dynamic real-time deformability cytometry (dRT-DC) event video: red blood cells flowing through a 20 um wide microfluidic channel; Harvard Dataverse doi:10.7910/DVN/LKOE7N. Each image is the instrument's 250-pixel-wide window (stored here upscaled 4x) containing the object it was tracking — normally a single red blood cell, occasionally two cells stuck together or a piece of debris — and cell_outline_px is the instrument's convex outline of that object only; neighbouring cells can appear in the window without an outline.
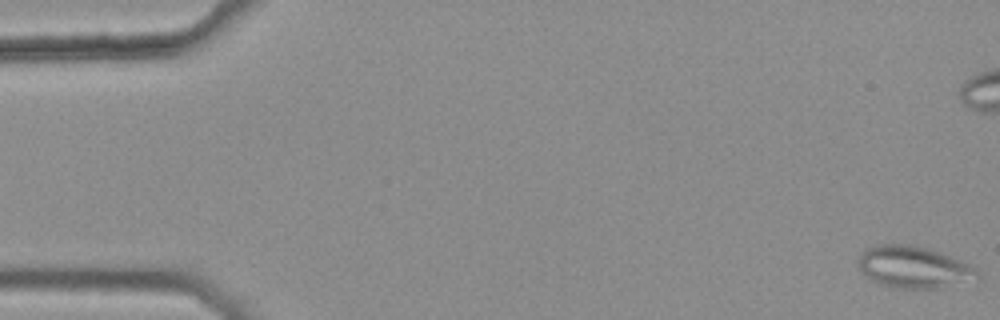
{"species": "common noctule bat (a hibernating species)", "species_latin": "Nyctalus noctula", "temperature_condition": "warm", "stored_images_in_passage": 46, "segment_of_instrument_passage": [1, 2], "camera_frame_rate_fps": 3000, "um_per_image_px": 0.085, "animal": {"sex": "female", "body_mass_g": 25.1}, "frame": {"image": 1, "passage_image": 1, "time_ms": 0.0, "image_size_px": [1000, 320], "cell_outline_px": [[980, 272], [940, 288], [900, 288], [880, 284], [864, 276], [856, 260], [860, 252], [864, 248], [876, 244], [916, 244], [940, 252], [960, 260], [976, 268]], "centroid_in_image_um": [77.49, 22.65], "position_along_channel_um": 7.5, "area_um2": 28.55}}